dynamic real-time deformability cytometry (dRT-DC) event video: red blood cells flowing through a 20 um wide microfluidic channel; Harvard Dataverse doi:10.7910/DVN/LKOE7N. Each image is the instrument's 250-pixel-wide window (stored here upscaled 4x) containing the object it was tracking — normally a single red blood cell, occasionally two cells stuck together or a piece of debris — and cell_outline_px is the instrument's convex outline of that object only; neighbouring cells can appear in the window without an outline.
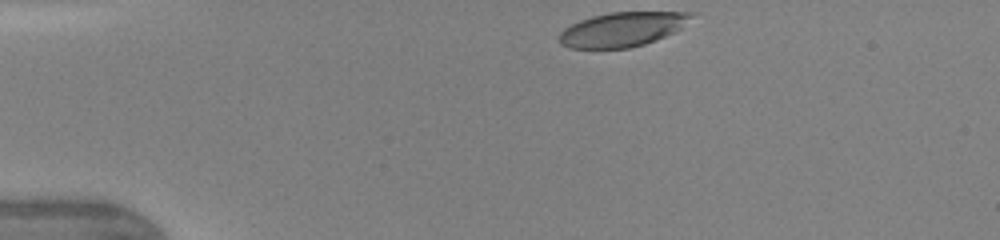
{"species": "human", "species_latin": "Homo sapiens", "temperature_condition": "warm", "stored_images_in_passage": 20, "camera_frame_rate_fps": 3000, "um_per_image_px": 0.085, "donor": {"sex": "female"}, "frame": {"image": 1, "passage_image": 1, "time_ms": 0.0, "image_size_px": [1000, 240], "cell_outline_px": [[696, 12], [676, 32], [656, 40], [644, 44], [628, 48], [568, 48], [560, 44], [560, 32], [564, 28], [580, 20], [592, 16], [608, 12]], "centroid_in_image_um": [52.88, 2.49], "position_along_channel_um": 32.1, "area_um2": 26.36}}